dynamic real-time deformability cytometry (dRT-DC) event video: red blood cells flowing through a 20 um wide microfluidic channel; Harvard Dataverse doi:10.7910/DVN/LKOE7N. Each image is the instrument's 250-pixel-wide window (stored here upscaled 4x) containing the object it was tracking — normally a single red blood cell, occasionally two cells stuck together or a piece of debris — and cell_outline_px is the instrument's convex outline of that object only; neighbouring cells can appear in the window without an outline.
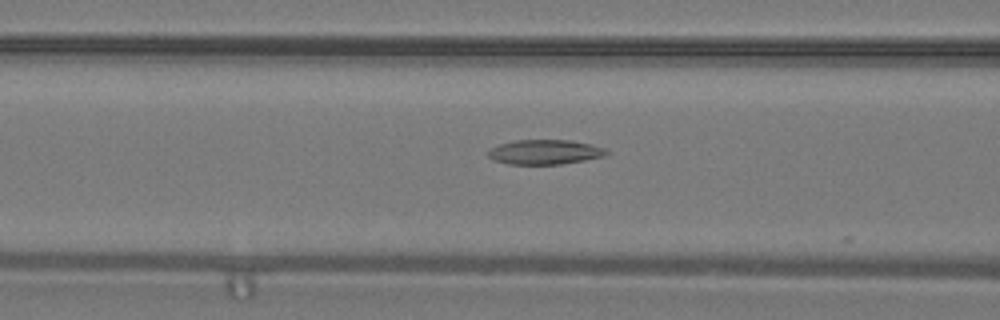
{"species": "common noctule bat (a hibernating species)", "species_latin": "Nyctalus noctula", "temperature_condition": "warm", "stored_images_in_passage": 35, "camera_frame_rate_fps": 3000, "um_per_image_px": 0.085, "animal": {"sex": "male", "body_mass_g": 19.2, "forearm_length_mm": 51.8}, "frame": {"image": 1, "passage_image": 15, "time_ms": 4.667, "image_size_px": [1000, 320], "cell_outline_px": [[608, 152], [604, 156], [584, 160], [560, 164], [508, 164], [492, 160], [488, 156], [488, 152], [492, 148], [500, 144], [516, 140], [572, 140], [604, 148]], "centroid_in_image_um": [46.28, 12.92], "position_along_channel_um": 120.3, "area_um2": 16.82}}
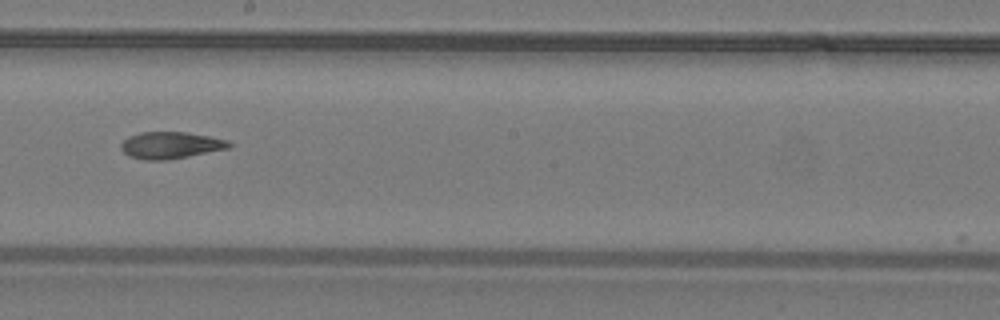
{"frame": {"image": 2, "passage_image": 23, "time_ms": 7.333, "image_size_px": [1000, 320], "cell_outline_px": [[232, 144], [228, 148], [168, 160], [144, 160], [128, 156], [120, 148], [120, 144], [128, 136], [140, 132], [188, 132], [228, 140]], "centroid_in_image_um": [14.46, 12.34], "position_along_channel_um": 233.7, "area_um2": 16.88}}
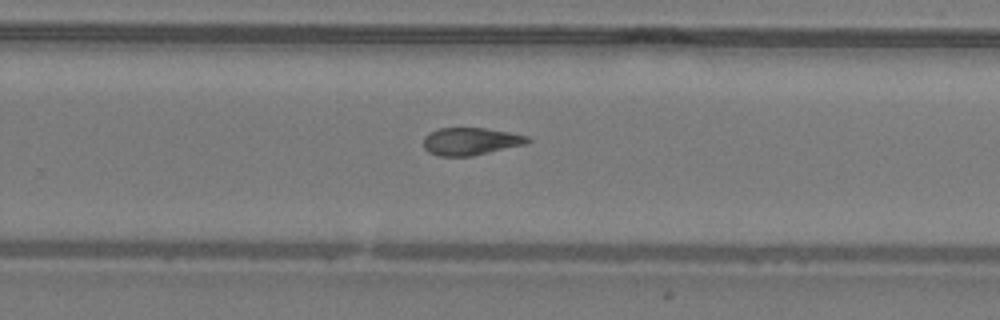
{"frame": {"image": 3, "passage_image": 27, "time_ms": 8.667, "image_size_px": [1000, 320], "cell_outline_px": [[532, 140], [524, 144], [472, 156], [436, 156], [428, 152], [424, 148], [424, 136], [428, 132], [440, 128], [484, 128], [508, 132], [528, 136]], "centroid_in_image_um": [39.96, 12.01], "position_along_channel_um": 289.8, "area_um2": 16.65}, "authors_computed_cell_mechanics": {"area_um2": 17.34, "velocity_mm_per_s": 4.2466, "shape_relaxation_time_tau1_ms": null, "shape_relaxation_time_tau2_ms": 7.4083, "deformation_change_tau1": null, "deformation_change_tau2": 0.1827}}